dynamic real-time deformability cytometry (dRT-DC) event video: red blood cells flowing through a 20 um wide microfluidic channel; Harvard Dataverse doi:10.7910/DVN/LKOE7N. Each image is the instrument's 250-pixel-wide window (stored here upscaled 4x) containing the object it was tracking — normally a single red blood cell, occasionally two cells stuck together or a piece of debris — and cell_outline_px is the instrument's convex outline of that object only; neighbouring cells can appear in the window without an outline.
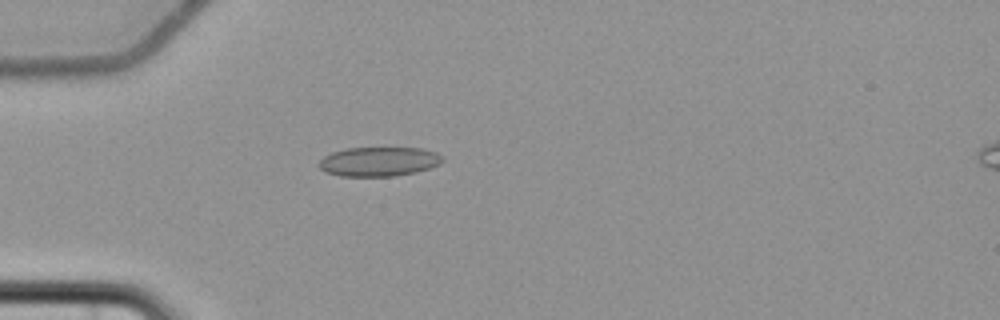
{"species": "common noctule bat (a hibernating species)", "species_latin": "Nyctalus noctula", "temperature_condition": "cold", "stored_images_in_passage": 3, "camera_frame_rate_fps": 3000, "um_per_image_px": 0.085, "animal": {"sex": "female", "body_mass_g": 22.7, "forearm_length_mm": 54.2}, "frame": {"image": 1, "passage_image": 3, "time_ms": 2.333, "image_size_px": [1000, 320], "cell_outline_px": [[444, 160], [440, 164], [432, 168], [392, 176], [340, 176], [324, 172], [320, 168], [320, 160], [324, 156], [332, 152], [348, 148], [424, 148], [436, 152], [444, 156]], "centroid_in_image_um": [32.24, 13.73], "position_along_channel_um": 52.8, "area_um2": 21.15}}